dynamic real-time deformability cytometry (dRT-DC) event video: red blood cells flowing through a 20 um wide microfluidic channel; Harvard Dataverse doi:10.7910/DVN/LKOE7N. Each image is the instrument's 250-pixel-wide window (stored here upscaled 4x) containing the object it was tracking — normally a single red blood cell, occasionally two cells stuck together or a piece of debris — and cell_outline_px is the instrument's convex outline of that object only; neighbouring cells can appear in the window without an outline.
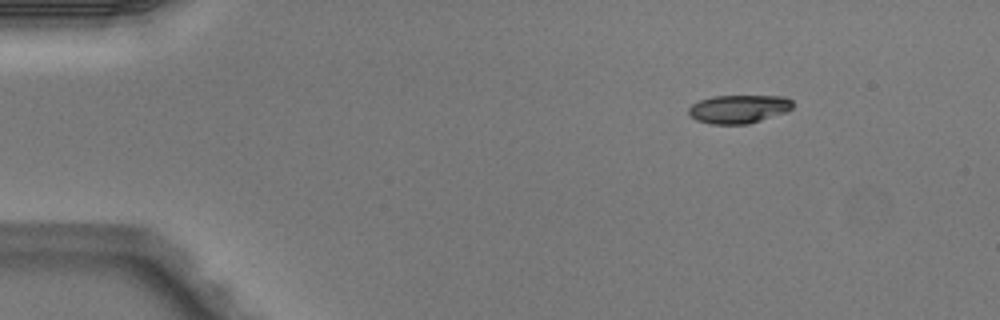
{"species": "Egyptian fruit bat (a non-hibernating species)", "species_latin": "Rousettus aegyptiacus", "temperature_condition": "warm", "stored_images_in_passage": 44, "camera_frame_rate_fps": 3000, "um_per_image_px": 0.085, "animal": {"sex": "male"}, "frame": {"image": 1, "passage_image": 1, "time_ms": 0.0, "image_size_px": [1000, 320], "cell_outline_px": [[792, 108], [788, 112], [748, 124], [708, 124], [696, 120], [688, 112], [688, 108], [692, 104], [700, 100], [712, 96], [784, 96], [792, 100]], "centroid_in_image_um": [62.8, 9.27], "position_along_channel_um": 22.2, "area_um2": 17.34}}
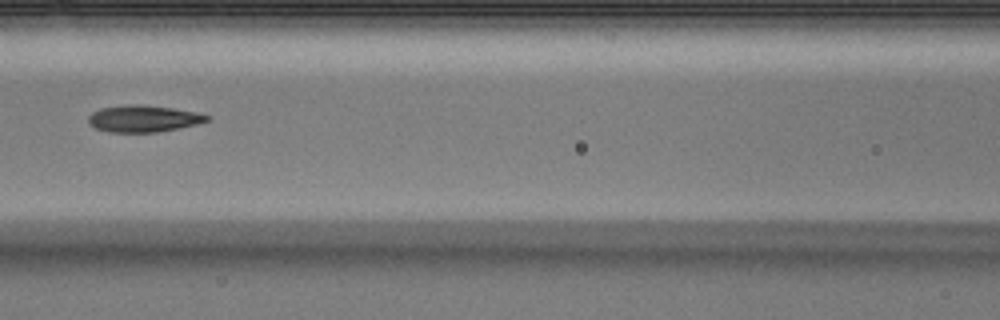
{"frame": {"image": 2, "passage_image": 17, "time_ms": 5.333, "image_size_px": [1000, 320], "cell_outline_px": [[208, 120], [196, 124], [156, 132], [108, 132], [96, 128], [88, 124], [88, 116], [92, 112], [100, 108], [132, 104], [136, 104], [172, 108], [196, 112], [208, 116]], "centroid_in_image_um": [12.12, 10.08], "position_along_channel_um": 154.5, "area_um2": 18.21}}
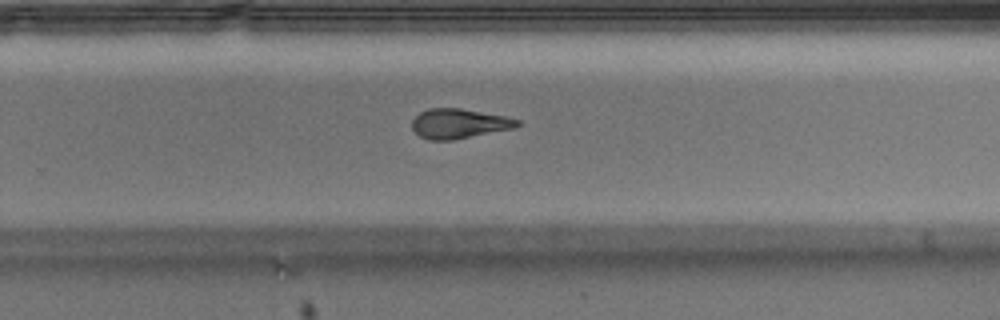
{"frame": {"image": 3, "passage_image": 27, "time_ms": 8.667, "image_size_px": [1000, 320], "cell_outline_px": [[520, 124], [512, 128], [452, 140], [428, 140], [420, 136], [412, 128], [412, 120], [420, 112], [428, 108], [460, 108], [504, 116], [520, 120]], "centroid_in_image_um": [38.97, 10.5], "position_along_channel_um": 290.8, "area_um2": 17.98}, "authors_computed_cell_mechanics": {"area_um2": 18.4382, "velocity_mm_per_s": 4.1074, "shape_relaxation_time_tau1_ms": 6.8774, "shape_relaxation_time_tau2_ms": 2.6914, "deformation_change_tau1": 0.2171, "deformation_change_tau2": 0.1204}}